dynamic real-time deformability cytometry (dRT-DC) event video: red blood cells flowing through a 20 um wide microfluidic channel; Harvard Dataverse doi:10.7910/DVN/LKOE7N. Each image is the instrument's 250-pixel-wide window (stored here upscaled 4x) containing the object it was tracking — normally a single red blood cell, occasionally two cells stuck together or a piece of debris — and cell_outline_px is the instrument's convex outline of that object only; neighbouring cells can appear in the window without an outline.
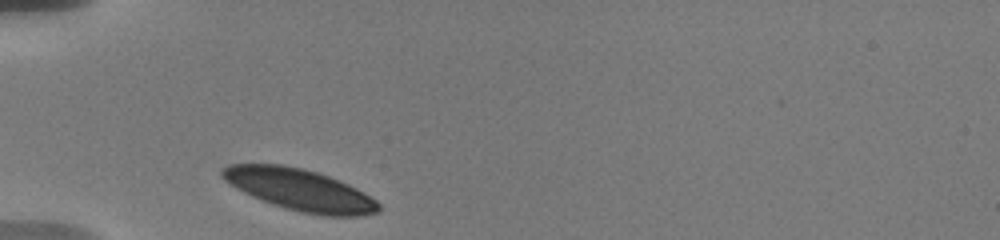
{"species": "human", "species_latin": "Homo sapiens", "temperature_condition": "warm", "stored_images_in_passage": 35, "camera_frame_rate_fps": 3000, "um_per_image_px": 0.085, "donor": {"sex": "male"}, "frame": {"image": 1, "passage_image": 1, "time_ms": 0.0, "image_size_px": [1000, 240], "cell_outline_px": [[380, 212], [356, 216], [324, 216], [300, 212], [284, 208], [272, 204], [252, 196], [236, 188], [224, 180], [220, 176], [220, 168], [228, 164], [284, 164], [304, 168], [328, 176], [348, 184], [356, 188], [376, 200], [380, 204]], "centroid_in_image_um": [25.45, 16.12], "position_along_channel_um": 59.5, "area_um2": 38.09}}
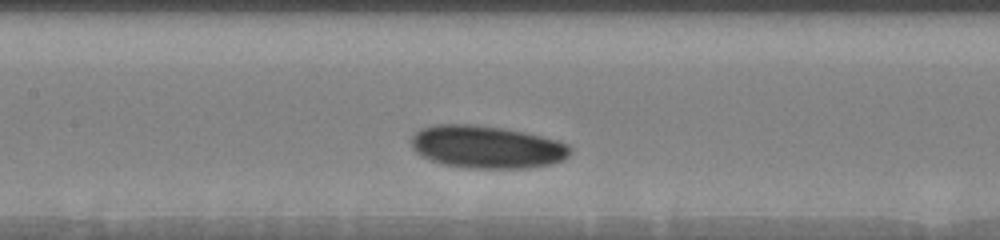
{"frame": {"image": 2, "passage_image": 23, "time_ms": 3.333, "image_size_px": [1000, 240], "cell_outline_px": [[572, 152], [564, 160], [552, 164], [528, 168], [468, 168], [444, 164], [432, 160], [416, 152], [412, 148], [412, 136], [420, 128], [432, 124], [472, 124], [504, 128], [524, 132], [556, 140], [568, 144], [572, 148]], "centroid_in_image_um": [41.39, 12.49], "position_along_channel_um": 166.0, "area_um2": 39.59}}
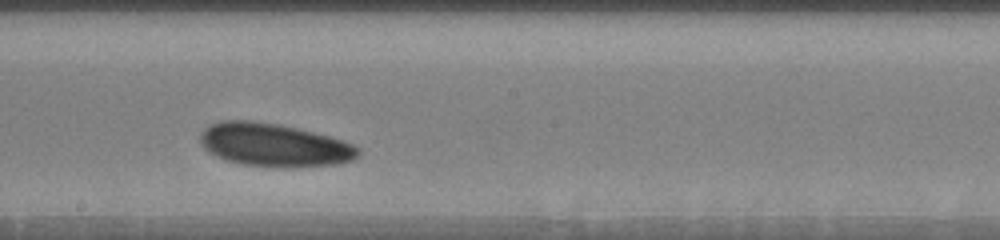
{"frame": {"image": 3, "passage_image": 31, "time_ms": 5.0, "image_size_px": [1000, 240], "cell_outline_px": [[360, 156], [352, 160], [336, 164], [296, 168], [280, 168], [240, 164], [224, 160], [208, 152], [200, 144], [200, 132], [204, 128], [220, 120], [252, 120], [280, 124], [300, 128], [332, 136], [344, 140], [360, 148]], "centroid_in_image_um": [23.31, 12.33], "position_along_channel_um": 224.9, "area_um2": 40.69}}